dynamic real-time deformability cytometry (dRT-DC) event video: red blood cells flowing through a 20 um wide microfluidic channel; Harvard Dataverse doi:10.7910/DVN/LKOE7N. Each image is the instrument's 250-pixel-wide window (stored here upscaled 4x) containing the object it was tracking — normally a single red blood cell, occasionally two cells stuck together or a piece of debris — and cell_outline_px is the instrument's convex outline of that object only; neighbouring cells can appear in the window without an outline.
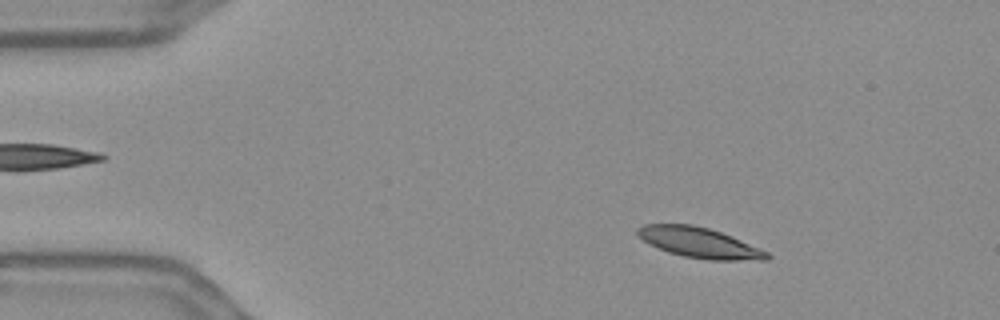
{"species": "Egyptian fruit bat (a non-hibernating species)", "species_latin": "Rousettus aegyptiacus", "temperature_condition": "warm", "stored_images_in_passage": 55, "camera_frame_rate_fps": 3000, "um_per_image_px": 0.085, "frame": {"image": 1, "passage_image": 8, "time_ms": 2.333, "image_size_px": [1000, 320], "cell_outline_px": [[772, 256], [768, 260], [708, 260], [684, 256], [668, 252], [648, 244], [636, 232], [636, 228], [644, 224], [692, 224], [708, 228], [720, 232], [740, 240], [768, 252]], "centroid_in_image_um": [59.43, 20.63], "position_along_channel_um": 25.6, "area_um2": 22.72}}
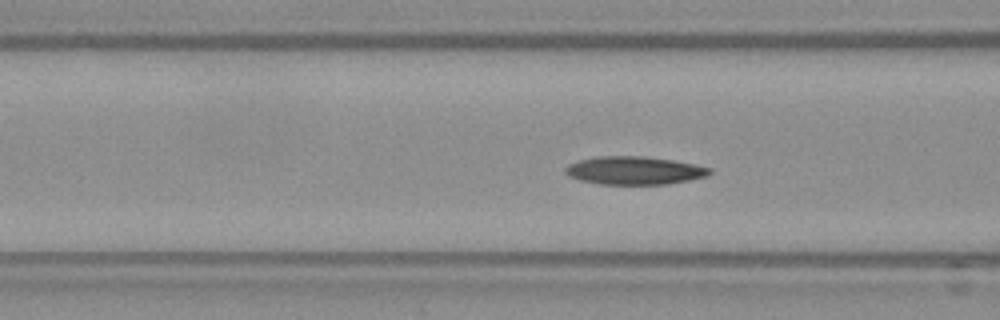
{"frame": {"image": 2, "passage_image": 21, "time_ms": 6.667, "image_size_px": [1000, 320], "cell_outline_px": [[712, 172], [708, 176], [668, 184], [600, 184], [580, 180], [568, 176], [564, 172], [564, 168], [568, 164], [580, 160], [596, 156], [644, 156], [672, 160], [712, 168]], "centroid_in_image_um": [53.9, 14.49], "position_along_channel_um": 112.7, "area_um2": 23.64}}
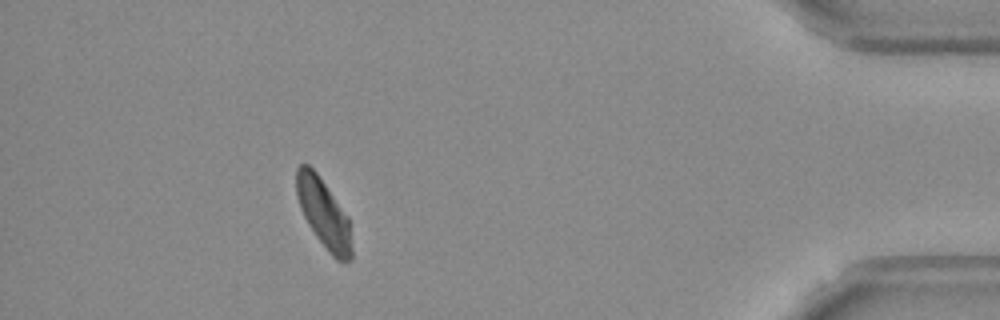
{"frame": {"image": 3, "passage_image": 50, "time_ms": 16.333, "image_size_px": [1000, 320], "cell_outline_px": [[352, 260], [336, 260], [328, 252], [316, 236], [308, 224], [300, 208], [296, 196], [296, 168], [300, 164], [308, 164], [316, 172], [348, 216], [352, 248]], "centroid_in_image_um": [27.5, 18.14], "position_along_channel_um": 407.7, "area_um2": 22.08}, "authors_computed_cell_mechanics": {"area_um2": 22.8888, "velocity_mm_per_s": 3.6063, "shape_relaxation_time_tau1_ms": 5.8699, "shape_relaxation_time_tau2_ms": 3.2984, "deformation_change_tau1": 0.1381, "deformation_change_tau2": 0.0712}}